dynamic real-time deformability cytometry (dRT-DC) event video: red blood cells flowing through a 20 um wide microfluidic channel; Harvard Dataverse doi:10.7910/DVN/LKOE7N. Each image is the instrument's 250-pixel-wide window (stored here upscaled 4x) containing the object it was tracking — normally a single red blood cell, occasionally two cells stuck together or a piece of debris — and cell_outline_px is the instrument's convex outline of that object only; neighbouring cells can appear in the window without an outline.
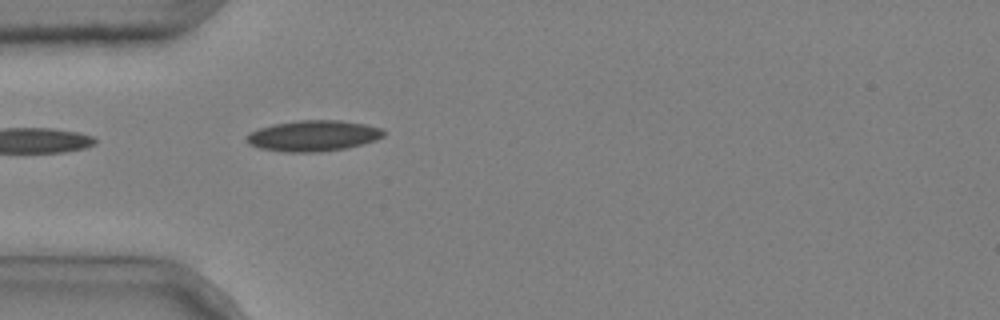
{"species": "common noctule bat (a hibernating species)", "species_latin": "Nyctalus noctula", "temperature_condition": "cold", "stored_images_in_passage": 4, "camera_frame_rate_fps": 3000, "um_per_image_px": 0.085, "animal": {"sex": "male", "body_mass_g": 20.4}, "frame": {"image": 1, "passage_image": 4, "time_ms": 1.0, "image_size_px": [1000, 320], "cell_outline_px": [[384, 136], [376, 140], [348, 148], [320, 152], [284, 152], [260, 148], [248, 144], [248, 136], [252, 132], [260, 128], [272, 124], [300, 120], [340, 120], [364, 124], [380, 128], [384, 132]], "centroid_in_image_um": [26.65, 11.55], "position_along_channel_um": 58.4, "area_um2": 24.51}}